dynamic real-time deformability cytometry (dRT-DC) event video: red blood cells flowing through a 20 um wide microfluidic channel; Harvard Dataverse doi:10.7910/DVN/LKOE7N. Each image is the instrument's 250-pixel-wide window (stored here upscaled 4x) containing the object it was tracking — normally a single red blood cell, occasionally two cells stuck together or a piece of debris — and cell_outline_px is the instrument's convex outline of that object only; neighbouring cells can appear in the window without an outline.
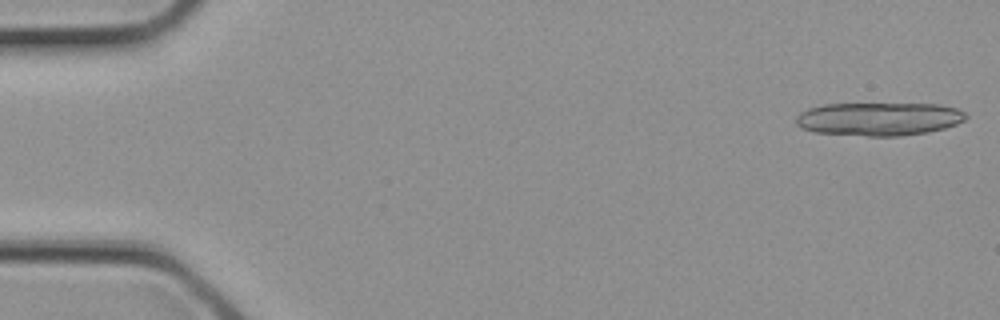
{"species": "common noctule bat (a hibernating species)", "species_latin": "Nyctalus noctula", "temperature_condition": "cold", "stored_images_in_passage": 3, "camera_frame_rate_fps": 3000, "um_per_image_px": 0.085, "animal": {"sex": "female", "body_mass_g": 21.9}, "frame": {"image": 1, "passage_image": 3, "time_ms": 0.667, "image_size_px": [1000, 320], "cell_outline_px": [[968, 116], [964, 120], [956, 124], [944, 128], [928, 132], [900, 136], [868, 136], [812, 132], [796, 124], [796, 116], [800, 112], [808, 108], [824, 104], [940, 104], [956, 108], [964, 112]], "centroid_in_image_um": [74.7, 10.11], "position_along_channel_um": 10.3, "area_um2": 33.0}}